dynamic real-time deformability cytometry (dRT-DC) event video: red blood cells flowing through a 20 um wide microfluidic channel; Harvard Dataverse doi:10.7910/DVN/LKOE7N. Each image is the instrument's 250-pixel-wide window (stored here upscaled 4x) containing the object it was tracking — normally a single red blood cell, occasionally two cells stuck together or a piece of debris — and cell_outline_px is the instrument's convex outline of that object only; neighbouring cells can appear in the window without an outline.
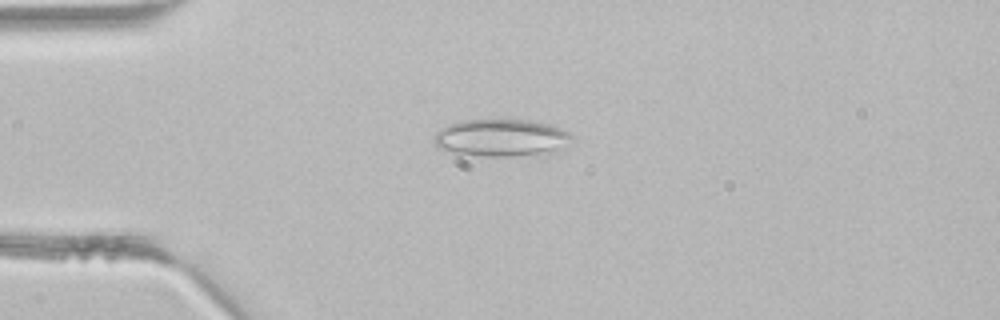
{"species": "common noctule bat (a hibernating species)", "species_latin": "Nyctalus noctula", "temperature_condition": "room temperature", "stored_images_in_passage": 1, "camera_frame_rate_fps": 3000, "um_per_image_px": 0.085, "animal": {"sex": "male", "body_mass_g": 21.5, "forearm_length_mm": 52.0}, "frame": {"image": 1, "passage_image": 1, "time_ms": 0.0, "image_size_px": [1000, 320], "cell_outline_px": [[572, 140], [556, 148], [516, 156], [484, 156], [452, 152], [436, 148], [432, 140], [432, 136], [436, 132], [448, 124], [464, 120], [532, 120], [548, 124], [560, 128], [568, 132], [572, 136]], "centroid_in_image_um": [42.46, 11.69], "position_along_channel_um": 42.5, "area_um2": 29.3}}